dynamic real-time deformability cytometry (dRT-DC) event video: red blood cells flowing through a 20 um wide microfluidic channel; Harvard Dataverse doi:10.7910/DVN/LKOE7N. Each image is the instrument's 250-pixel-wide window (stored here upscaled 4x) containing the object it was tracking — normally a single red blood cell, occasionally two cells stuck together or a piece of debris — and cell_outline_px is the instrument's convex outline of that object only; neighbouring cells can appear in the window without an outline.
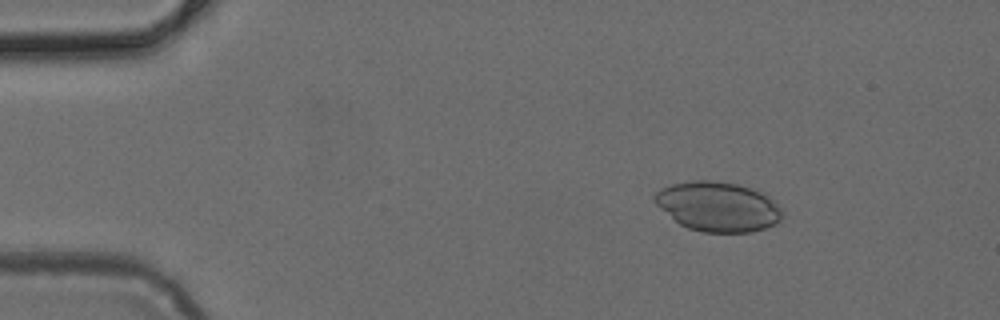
{"species": "common noctule bat (a hibernating species)", "species_latin": "Nyctalus noctula", "temperature_condition": "cold", "stored_images_in_passage": 4, "camera_frame_rate_fps": 3000, "um_per_image_px": 0.085, "animal": {"sex": "female", "body_mass_g": 24.6, "forearm_length_mm": 56.2}, "frame": {"image": 1, "passage_image": 2, "time_ms": 0.333, "image_size_px": [1000, 320], "cell_outline_px": [[784, 212], [780, 220], [764, 228], [752, 232], [700, 232], [688, 228], [680, 224], [656, 204], [652, 196], [656, 192], [672, 184], [696, 180], [708, 180], [736, 184], [760, 192], [768, 196]], "centroid_in_image_um": [61.01, 17.57], "position_along_channel_um": 24.0, "area_um2": 36.41}}